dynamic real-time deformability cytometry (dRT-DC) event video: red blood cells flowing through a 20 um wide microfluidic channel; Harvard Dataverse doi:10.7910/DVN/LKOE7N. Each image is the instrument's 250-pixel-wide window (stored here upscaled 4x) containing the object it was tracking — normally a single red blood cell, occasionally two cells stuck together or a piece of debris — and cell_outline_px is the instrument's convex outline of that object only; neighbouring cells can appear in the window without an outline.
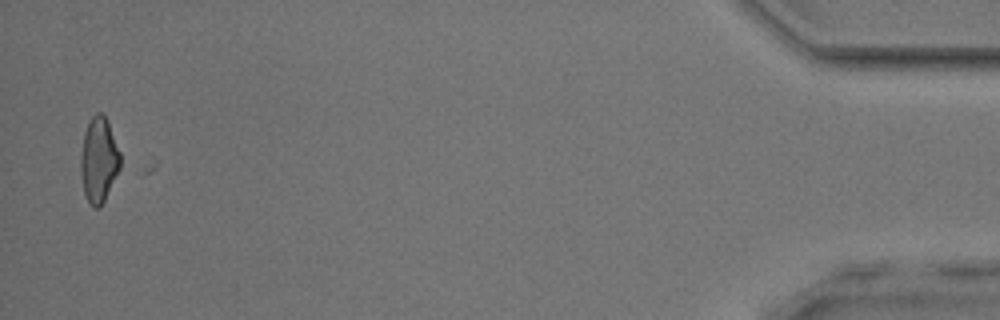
{"species": "common noctule bat (a hibernating species)", "species_latin": "Nyctalus noctula", "temperature_condition": "room temperature", "stored_images_in_passage": 35, "camera_frame_rate_fps": 3000, "um_per_image_px": 0.085, "animal": {"sex": "male", "body_mass_g": 17.9, "forearm_length_mm": 54.2}, "frame": {"image": 1, "passage_image": 34, "time_ms": 11.0, "image_size_px": [1000, 320], "cell_outline_px": [[120, 168], [100, 208], [96, 208], [88, 200], [84, 192], [80, 172], [80, 156], [84, 132], [92, 116], [96, 112], [100, 112], [108, 120], [120, 152]], "centroid_in_image_um": [8.39, 13.56], "position_along_channel_um": 426.8, "area_um2": 19.54}}